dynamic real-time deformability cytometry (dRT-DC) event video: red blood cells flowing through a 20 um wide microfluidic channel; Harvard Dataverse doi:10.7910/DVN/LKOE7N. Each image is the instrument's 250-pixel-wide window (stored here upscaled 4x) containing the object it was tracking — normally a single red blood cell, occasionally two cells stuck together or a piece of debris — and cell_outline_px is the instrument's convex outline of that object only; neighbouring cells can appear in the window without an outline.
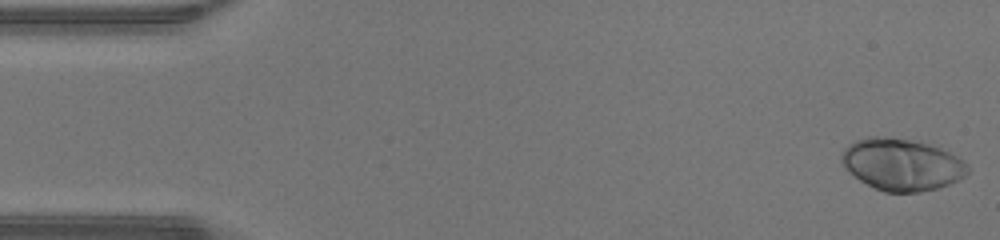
{"species": "human", "species_latin": "Homo sapiens", "temperature_condition": "warm", "stored_images_in_passage": 47, "camera_frame_rate_fps": 3000, "um_per_image_px": 0.085, "donor": {"sex": "male"}, "frame": {"image": 1, "passage_image": 1, "time_ms": 0.0, "image_size_px": [1000, 240], "cell_outline_px": [[968, 172], [964, 176], [940, 188], [920, 192], [884, 192], [860, 180], [840, 160], [840, 156], [844, 148], [848, 144], [856, 140], [868, 136], [884, 136], [908, 140], [940, 148], [964, 160], [968, 164]], "centroid_in_image_um": [76.65, 13.98], "position_along_channel_um": 8.3, "area_um2": 37.69}}
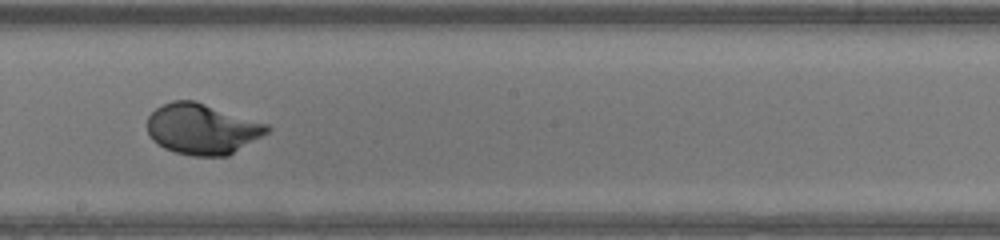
{"frame": {"image": 2, "passage_image": 26, "time_ms": 8.333, "image_size_px": [1000, 240], "cell_outline_px": [[272, 128], [268, 132], [228, 156], [192, 156], [176, 152], [164, 148], [152, 140], [148, 132], [148, 116], [156, 108], [172, 100], [196, 100], [268, 124]], "centroid_in_image_um": [17.19, 10.95], "position_along_channel_um": 231.0, "area_um2": 35.43}}
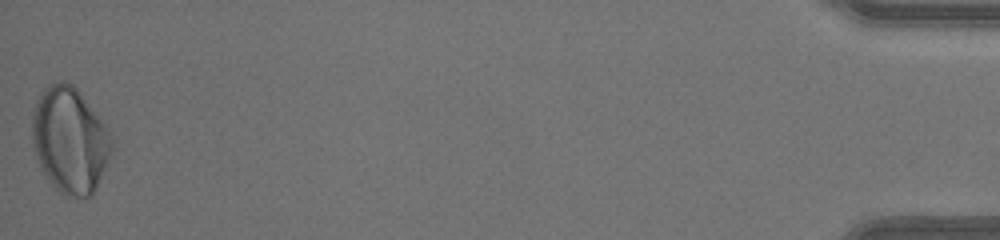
{"frame": {"image": 3, "passage_image": 47, "time_ms": 15.333, "image_size_px": [1000, 240], "cell_outline_px": [[116, 144], [96, 188], [92, 196], [84, 200], [64, 196], [44, 176], [40, 168], [32, 144], [32, 112], [36, 100], [40, 92], [48, 84], [60, 80], [64, 80], [72, 84], [76, 88], [108, 128]], "centroid_in_image_um": [5.94, 11.94], "position_along_channel_um": 429.3, "area_um2": 50.05}, "authors_computed_cell_mechanics": {"area_um2": 35.4892, "velocity_mm_per_s": 4.3534, "shape_relaxation_time_tau1_ms": 3.0173, "shape_relaxation_time_tau2_ms": null, "deformation_change_tau1": 0.1898, "deformation_change_tau2": null}}